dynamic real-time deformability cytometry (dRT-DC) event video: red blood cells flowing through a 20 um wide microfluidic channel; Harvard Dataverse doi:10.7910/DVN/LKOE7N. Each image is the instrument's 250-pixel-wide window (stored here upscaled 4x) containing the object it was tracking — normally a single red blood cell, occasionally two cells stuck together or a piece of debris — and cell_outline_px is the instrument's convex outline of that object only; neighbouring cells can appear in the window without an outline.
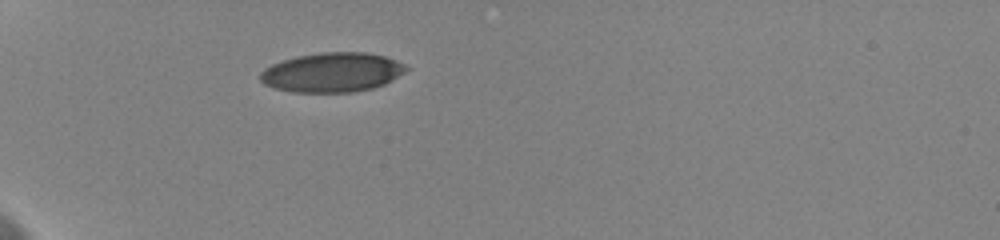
{"species": "human", "species_latin": "Homo sapiens", "temperature_condition": "cold", "stored_images_in_passage": 11, "camera_frame_rate_fps": 3000, "um_per_image_px": 0.085, "donor": {"sex": "female"}, "frame": {"image": 1, "passage_image": 1, "time_ms": 0.0, "image_size_px": [1000, 240], "cell_outline_px": [[412, 68], [392, 80], [384, 84], [372, 88], [352, 92], [292, 92], [276, 88], [264, 84], [260, 80], [260, 72], [264, 68], [272, 64], [296, 56], [320, 52], [364, 52], [384, 56], [396, 60]], "centroid_in_image_um": [28.25, 6.14], "position_along_channel_um": 56.8, "area_um2": 33.64}}